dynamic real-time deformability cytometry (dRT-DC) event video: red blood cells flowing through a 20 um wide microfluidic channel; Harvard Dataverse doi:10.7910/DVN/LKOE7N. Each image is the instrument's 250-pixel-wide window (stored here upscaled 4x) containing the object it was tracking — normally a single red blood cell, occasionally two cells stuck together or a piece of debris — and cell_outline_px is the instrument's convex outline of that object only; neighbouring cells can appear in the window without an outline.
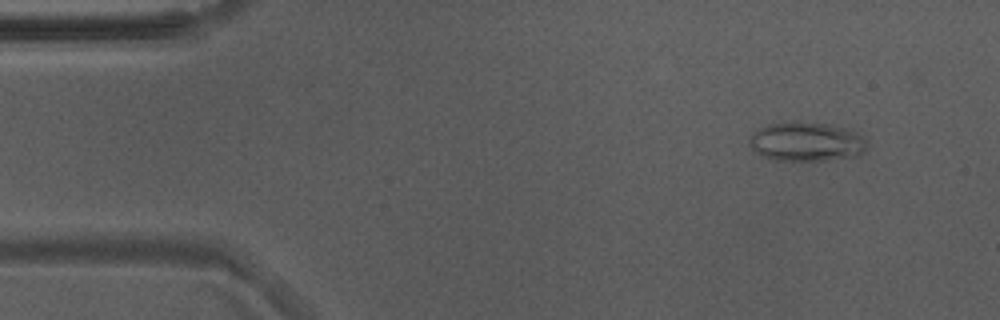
{"species": "Egyptian fruit bat (a non-hibernating species)", "species_latin": "Rousettus aegyptiacus", "temperature_condition": "warm", "stored_images_in_passage": 53, "camera_frame_rate_fps": 3000, "um_per_image_px": 0.085, "animal": {"sex": "male"}, "frame": {"image": 1, "passage_image": 5, "time_ms": 1.333, "image_size_px": [1000, 320], "cell_outline_px": [[868, 144], [864, 152], [856, 156], [828, 160], [772, 160], [756, 152], [748, 144], [748, 140], [752, 132], [768, 124], [828, 124], [864, 136]], "centroid_in_image_um": [68.53, 12.09], "position_along_channel_um": 16.5, "area_um2": 26.13}}
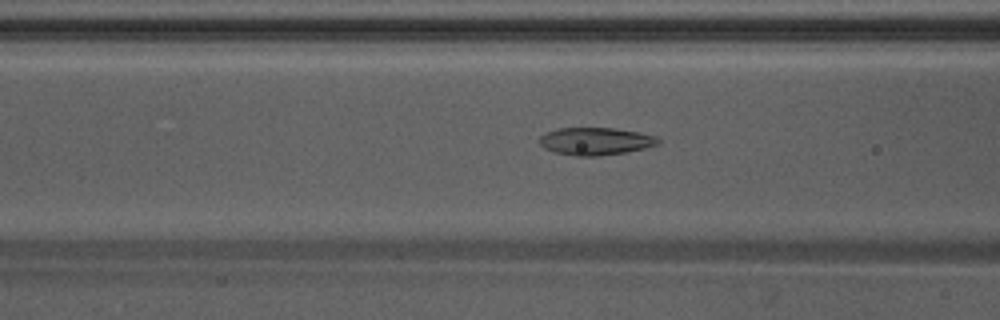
{"frame": {"image": 2, "passage_image": 20, "time_ms": 6.333, "image_size_px": [1000, 320], "cell_outline_px": [[660, 144], [644, 148], [624, 152], [600, 156], [576, 156], [556, 152], [544, 148], [540, 144], [540, 136], [548, 132], [560, 128], [612, 128], [636, 132], [656, 136], [660, 140]], "centroid_in_image_um": [50.63, 12.01], "position_along_channel_um": 116.0, "area_um2": 18.79}}
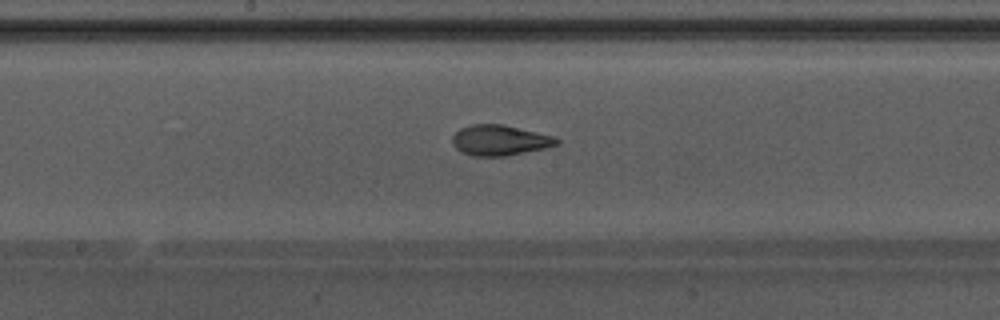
{"frame": {"image": 3, "passage_image": 27, "time_ms": 8.667, "image_size_px": [1000, 320], "cell_outline_px": [[560, 144], [544, 148], [508, 156], [472, 156], [456, 148], [452, 144], [452, 136], [460, 128], [472, 124], [504, 124], [556, 136], [560, 140]], "centroid_in_image_um": [42.51, 11.91], "position_along_channel_um": 205.7, "area_um2": 18.73}, "authors_computed_cell_mechanics": {"area_um2": 19.0162, "velocity_mm_per_s": 3.8398, "shape_relaxation_time_tau1_ms": 5.3757, "shape_relaxation_time_tau2_ms": 1.9648, "deformation_change_tau1": 0.1661, "deformation_change_tau2": 0.0879}}